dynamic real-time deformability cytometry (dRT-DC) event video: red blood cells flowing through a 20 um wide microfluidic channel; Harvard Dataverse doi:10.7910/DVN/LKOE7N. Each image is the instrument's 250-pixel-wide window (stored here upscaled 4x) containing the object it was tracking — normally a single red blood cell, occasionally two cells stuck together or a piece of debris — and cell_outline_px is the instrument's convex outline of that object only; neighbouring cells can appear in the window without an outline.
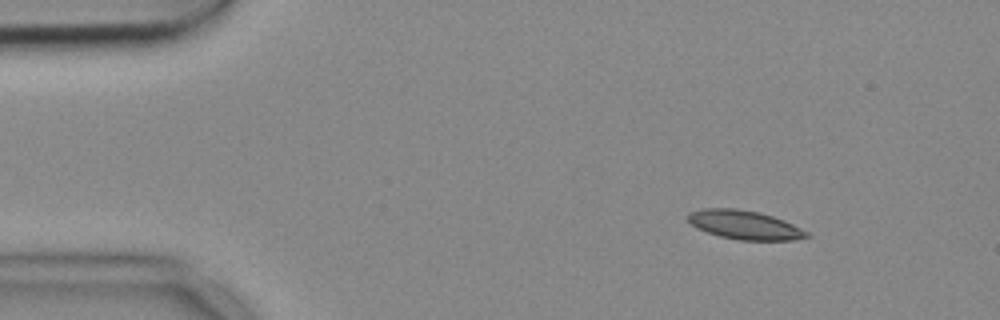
{"species": "common noctule bat (a hibernating species)", "species_latin": "Nyctalus noctula", "temperature_condition": "cold", "stored_images_in_passage": 4, "segment_of_instrument_passage": [1, 2], "camera_frame_rate_fps": 3000, "um_per_image_px": 0.085, "animal": {"sex": "female", "body_mass_g": 18.4}, "frame": {"image": 1, "passage_image": 1, "time_ms": 0.0, "image_size_px": [1000, 320], "cell_outline_px": [[812, 236], [792, 240], [740, 240], [720, 236], [696, 228], [684, 216], [688, 212], [704, 208], [736, 208], [760, 212], [784, 220], [808, 232]], "centroid_in_image_um": [63.26, 19.1], "position_along_channel_um": 21.7, "area_um2": 20.06}}